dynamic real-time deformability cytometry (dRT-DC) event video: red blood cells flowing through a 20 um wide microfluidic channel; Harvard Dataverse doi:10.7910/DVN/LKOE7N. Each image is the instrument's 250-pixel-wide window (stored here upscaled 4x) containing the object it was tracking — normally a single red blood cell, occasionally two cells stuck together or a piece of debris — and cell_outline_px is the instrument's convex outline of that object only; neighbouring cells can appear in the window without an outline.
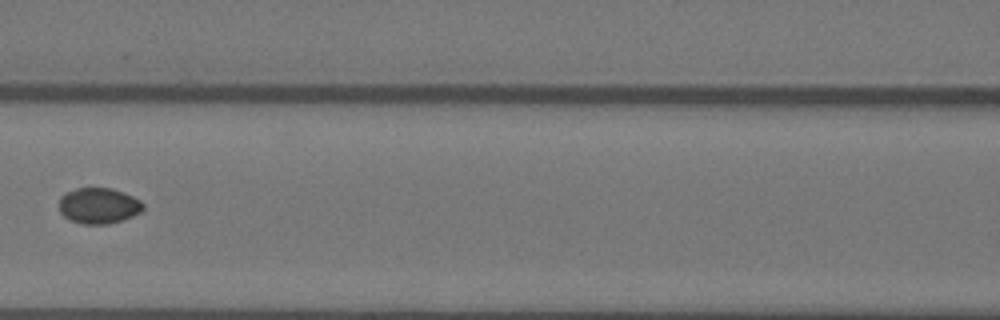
{"species": "Egyptian fruit bat (a non-hibernating species)", "species_latin": "Rousettus aegyptiacus", "temperature_condition": "warm", "stored_images_in_passage": 6, "camera_frame_rate_fps": 3000, "um_per_image_px": 0.085, "animal": {"sex": "female"}, "frame": {"image": 1, "passage_image": 4, "time_ms": 1.0, "image_size_px": [1000, 320], "cell_outline_px": [[144, 208], [140, 212], [132, 216], [108, 224], [84, 224], [72, 220], [64, 216], [60, 212], [60, 196], [64, 192], [76, 188], [112, 188], [132, 196], [140, 200], [144, 204]], "centroid_in_image_um": [8.38, 17.47], "position_along_channel_um": 158.2, "area_um2": 17.46}}
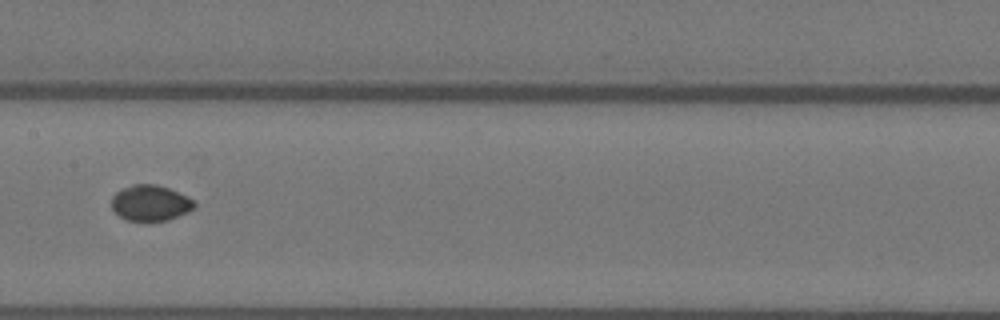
{"frame": {"image": 2, "passage_image": 5, "time_ms": 1.333, "image_size_px": [1000, 320], "cell_outline_px": [[196, 208], [188, 212], [168, 220], [124, 220], [112, 208], [112, 196], [116, 192], [132, 184], [156, 184], [168, 188], [188, 196], [196, 204]], "centroid_in_image_um": [12.8, 17.24], "position_along_channel_um": 194.6, "area_um2": 17.17}}
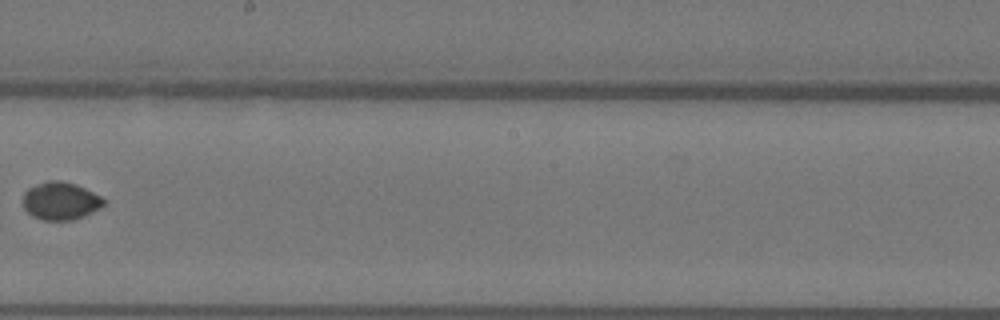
{"frame": {"image": 3, "passage_image": 6, "time_ms": 1.667, "image_size_px": [1000, 320], "cell_outline_px": [[104, 204], [100, 208], [84, 216], [72, 220], [40, 220], [32, 216], [24, 208], [24, 192], [28, 188], [36, 184], [48, 180], [60, 180], [76, 184], [100, 196], [104, 200]], "centroid_in_image_um": [5.13, 17.08], "position_along_channel_um": 243.1, "area_um2": 17.74}}